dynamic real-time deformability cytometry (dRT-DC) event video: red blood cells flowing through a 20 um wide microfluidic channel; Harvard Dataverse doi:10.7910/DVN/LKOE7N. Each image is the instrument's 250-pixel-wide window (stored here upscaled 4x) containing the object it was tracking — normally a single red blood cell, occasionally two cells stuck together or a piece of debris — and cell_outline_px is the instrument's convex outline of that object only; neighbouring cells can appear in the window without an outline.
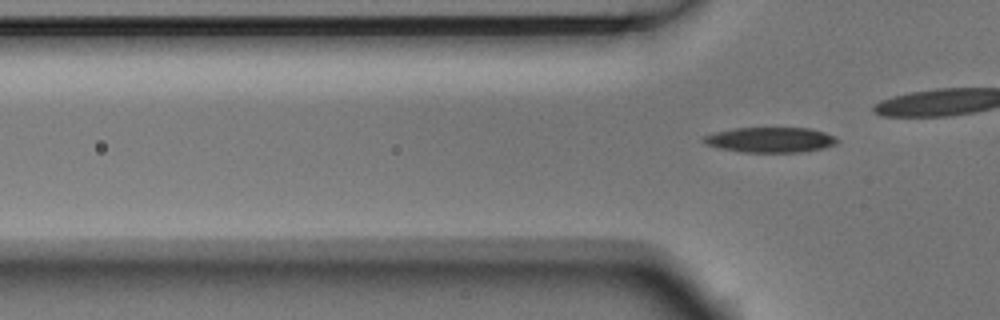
{"species": "Egyptian fruit bat (a non-hibernating species)", "species_latin": "Rousettus aegyptiacus", "temperature_condition": "room temperature", "stored_images_in_passage": 6, "camera_frame_rate_fps": 3000, "um_per_image_px": 0.085, "animal": {"sex": "male"}, "frame": {"image": 1, "passage_image": 6, "time_ms": 1.667, "image_size_px": [1000, 320], "cell_outline_px": [[840, 140], [836, 144], [824, 148], [804, 152], [740, 152], [720, 148], [708, 144], [704, 140], [704, 136], [716, 132], [732, 128], [808, 128], [824, 132], [836, 136]], "centroid_in_image_um": [65.55, 11.89], "position_along_channel_um": 60.2, "area_um2": 19.59}}